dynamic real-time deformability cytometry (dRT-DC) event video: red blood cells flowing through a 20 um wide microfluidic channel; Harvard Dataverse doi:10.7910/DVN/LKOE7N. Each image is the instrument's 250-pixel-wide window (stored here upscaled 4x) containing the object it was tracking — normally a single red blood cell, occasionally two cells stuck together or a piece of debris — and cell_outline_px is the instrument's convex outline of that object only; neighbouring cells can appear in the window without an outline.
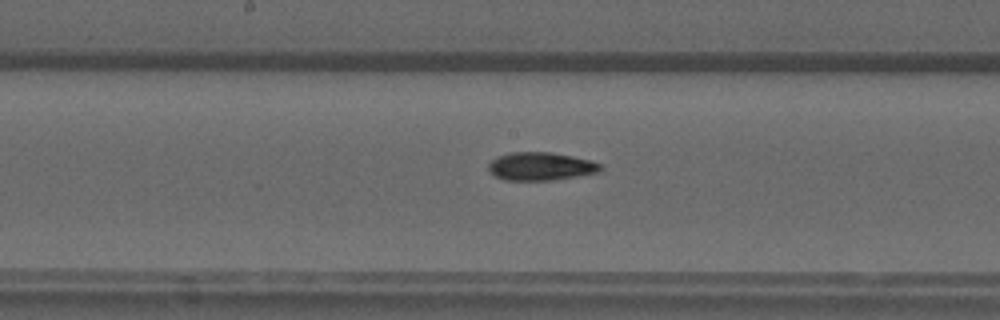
{"species": "common noctule bat (a hibernating species)", "species_latin": "Nyctalus noctula", "temperature_condition": "warm", "stored_images_in_passage": 34, "camera_frame_rate_fps": 3000, "um_per_image_px": 0.085, "animal": {"sex": "male", "forearm_length_mm": 52.5}, "frame": {"image": 1, "passage_image": 15, "time_ms": 4.667, "image_size_px": [1000, 320], "cell_outline_px": [[604, 168], [600, 172], [552, 180], [504, 180], [496, 176], [488, 168], [488, 164], [492, 160], [508, 152], [552, 152], [592, 160], [600, 164]], "centroid_in_image_um": [46.0, 14.13], "position_along_channel_um": 202.2, "area_um2": 18.32}}
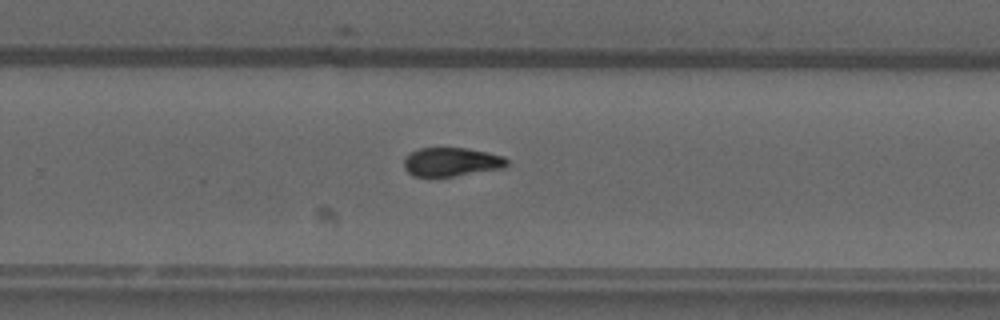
{"frame": {"image": 2, "passage_image": 22, "time_ms": 7.0, "image_size_px": [1000, 320], "cell_outline_px": [[508, 168], [456, 176], [412, 176], [404, 168], [404, 156], [420, 148], [468, 148], [488, 152], [504, 156], [508, 160]], "centroid_in_image_um": [38.42, 13.77], "position_along_channel_um": 291.4, "area_um2": 17.57}}
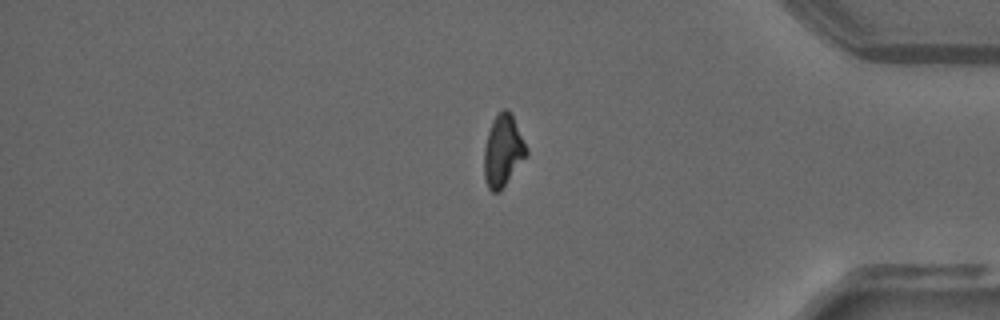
{"frame": {"image": 3, "passage_image": 32, "time_ms": 10.333, "image_size_px": [1000, 320], "cell_outline_px": [[528, 152], [500, 192], [492, 192], [488, 188], [484, 176], [484, 148], [488, 132], [492, 120], [504, 108], [508, 108], [512, 112], [528, 148]], "centroid_in_image_um": [42.75, 12.78], "position_along_channel_um": 392.4, "area_um2": 17.74}}